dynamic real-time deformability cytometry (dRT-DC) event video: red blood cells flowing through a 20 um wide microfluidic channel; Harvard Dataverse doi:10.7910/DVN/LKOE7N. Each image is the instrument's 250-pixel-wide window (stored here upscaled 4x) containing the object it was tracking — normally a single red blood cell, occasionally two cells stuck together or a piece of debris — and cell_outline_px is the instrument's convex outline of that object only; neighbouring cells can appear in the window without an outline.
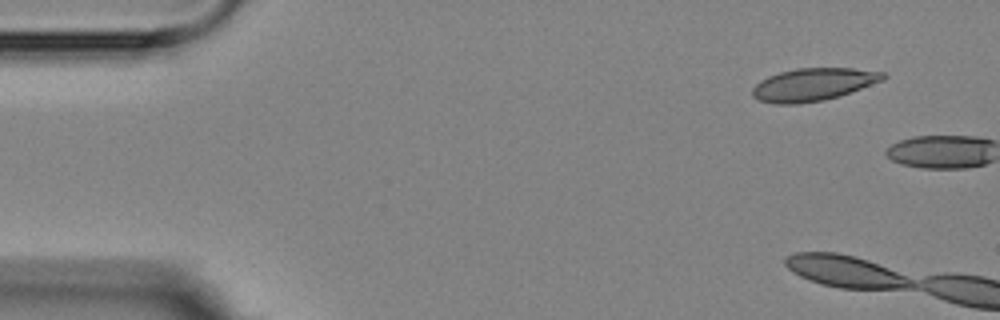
{"species": "Egyptian fruit bat (a non-hibernating species)", "species_latin": "Rousettus aegyptiacus", "temperature_condition": "room temperature", "stored_images_in_passage": 2, "camera_frame_rate_fps": 3000, "um_per_image_px": 0.085, "animal": {"sex": "female"}, "frame": {"image": 1, "passage_image": 1, "time_ms": 0.0, "image_size_px": [1000, 320], "cell_outline_px": [[888, 76], [884, 80], [840, 96], [824, 100], [796, 104], [776, 104], [760, 100], [752, 96], [752, 88], [760, 80], [768, 76], [780, 72], [796, 68], [852, 68], [884, 72]], "centroid_in_image_um": [69.14, 7.18], "position_along_channel_um": 15.9, "area_um2": 24.97}}